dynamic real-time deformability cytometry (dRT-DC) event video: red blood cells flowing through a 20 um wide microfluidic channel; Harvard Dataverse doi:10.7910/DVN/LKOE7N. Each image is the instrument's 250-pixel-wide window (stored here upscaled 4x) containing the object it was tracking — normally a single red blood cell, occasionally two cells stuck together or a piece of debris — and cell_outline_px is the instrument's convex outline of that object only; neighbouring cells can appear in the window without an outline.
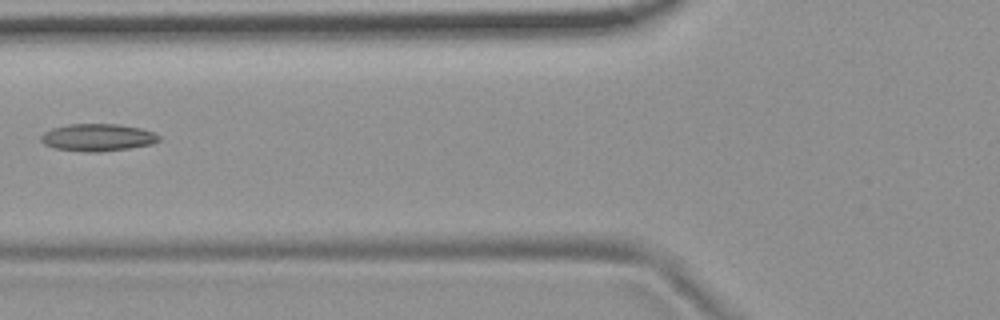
{"species": "common noctule bat (a hibernating species)", "species_latin": "Nyctalus noctula", "temperature_condition": "room temperature", "stored_images_in_passage": 4, "camera_frame_rate_fps": 3000, "um_per_image_px": 0.085, "animal": {"sex": "female", "body_mass_g": 19.9}, "frame": {"image": 1, "passage_image": 4, "time_ms": 4.333, "image_size_px": [1000, 320], "cell_outline_px": [[160, 140], [152, 144], [128, 148], [100, 152], [88, 152], [56, 148], [44, 144], [40, 140], [40, 136], [44, 132], [52, 128], [68, 124], [116, 124], [140, 128], [152, 132], [160, 136]], "centroid_in_image_um": [8.28, 11.68], "position_along_channel_um": 117.5, "area_um2": 18.67}}